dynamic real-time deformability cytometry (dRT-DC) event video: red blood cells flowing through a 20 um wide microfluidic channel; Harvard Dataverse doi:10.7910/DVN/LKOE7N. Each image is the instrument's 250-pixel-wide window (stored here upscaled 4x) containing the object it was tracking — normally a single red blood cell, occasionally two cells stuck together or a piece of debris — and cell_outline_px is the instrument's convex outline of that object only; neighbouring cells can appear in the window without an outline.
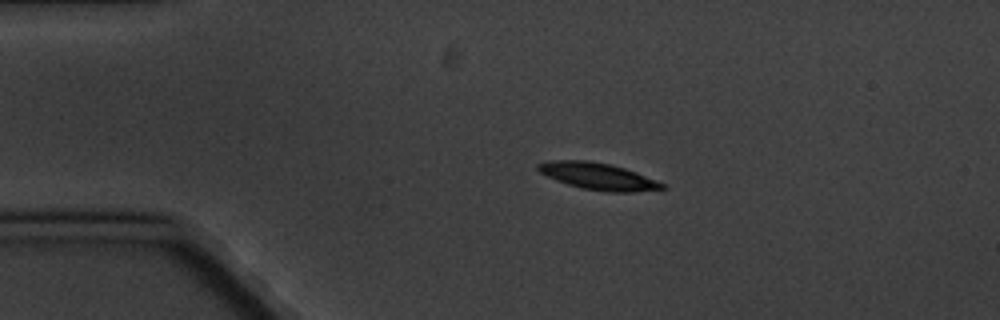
{"species": "common noctule bat (a hibernating species)", "species_latin": "Nyctalus noctula", "temperature_condition": "cold", "stored_images_in_passage": 6, "camera_frame_rate_fps": 3000, "um_per_image_px": 0.085, "animal": {"sex": "male", "body_mass_g": 20.1, "forearm_length_mm": 53.5}, "frame": {"image": 1, "passage_image": 1, "time_ms": 0.0, "image_size_px": [1000, 320], "cell_outline_px": [[668, 188], [632, 192], [608, 192], [580, 188], [556, 180], [540, 172], [536, 168], [536, 164], [552, 160], [588, 160], [608, 164], [624, 168], [636, 172], [664, 184]], "centroid_in_image_um": [50.81, 14.98], "position_along_channel_um": 34.2, "area_um2": 19.25}}
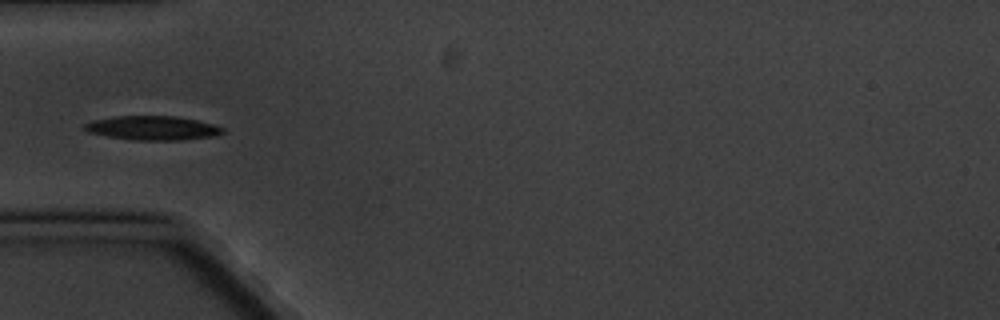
{"frame": {"image": 2, "passage_image": 3, "time_ms": 2.333, "image_size_px": [1000, 320], "cell_outline_px": [[224, 132], [212, 136], [180, 140], [132, 140], [108, 136], [88, 132], [80, 128], [84, 124], [92, 120], [116, 116], [176, 116], [196, 120], [212, 124], [224, 128]], "centroid_in_image_um": [12.91, 10.88], "position_along_channel_um": 72.1, "area_um2": 19.36}}